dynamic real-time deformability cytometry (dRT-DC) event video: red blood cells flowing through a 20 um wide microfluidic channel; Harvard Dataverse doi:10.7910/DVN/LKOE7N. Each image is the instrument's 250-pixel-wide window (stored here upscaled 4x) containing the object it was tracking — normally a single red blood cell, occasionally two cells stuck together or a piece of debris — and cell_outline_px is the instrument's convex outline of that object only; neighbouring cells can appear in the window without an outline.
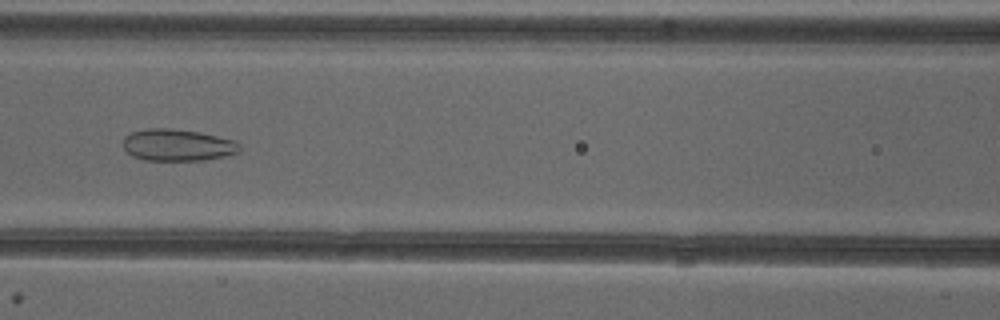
{"species": "common noctule bat (a hibernating species)", "species_latin": "Nyctalus noctula", "temperature_condition": "cold", "stored_images_in_passage": 51, "camera_frame_rate_fps": 3000, "um_per_image_px": 0.085, "animal": {"sex": "female"}, "frame": {"image": 1, "passage_image": 23, "time_ms": 7.333, "image_size_px": [1000, 320], "cell_outline_px": [[240, 152], [224, 156], [204, 160], [144, 160], [132, 156], [124, 148], [124, 136], [132, 132], [148, 128], [172, 128], [200, 132], [236, 140], [240, 144]], "centroid_in_image_um": [15.12, 12.32], "position_along_channel_um": 151.5, "area_um2": 21.73}}
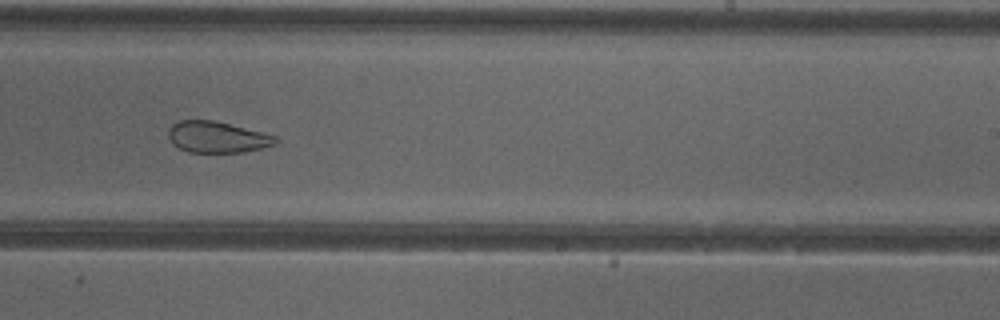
{"frame": {"image": 2, "passage_image": 32, "time_ms": 10.333, "image_size_px": [1000, 320], "cell_outline_px": [[276, 144], [260, 148], [240, 152], [188, 152], [172, 144], [168, 136], [168, 128], [172, 124], [180, 120], [212, 120], [276, 136]], "centroid_in_image_um": [18.39, 11.65], "position_along_channel_um": 270.6, "area_um2": 19.19}}
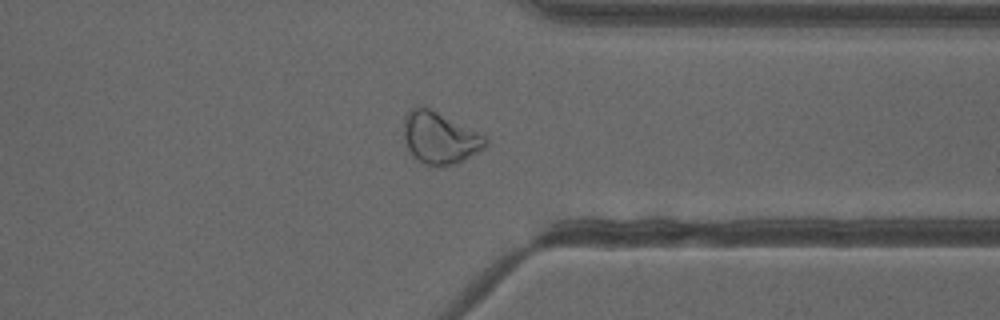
{"frame": {"image": 3, "passage_image": 40, "time_ms": 13.0, "image_size_px": [1000, 320], "cell_outline_px": [[488, 144], [484, 148], [464, 160], [456, 164], [440, 168], [432, 168], [424, 164], [412, 156], [408, 152], [404, 140], [404, 116], [412, 108], [420, 104], [484, 132], [488, 140]], "centroid_in_image_um": [37.41, 11.73], "position_along_channel_um": 374.0, "area_um2": 25.78}, "authors_computed_cell_mechanics": {"area_um2": 27.2238, "velocity_mm_per_s": 3.9842, "shape_relaxation_time_tau1_ms": null, "shape_relaxation_time_tau2_ms": 1.6162, "deformation_change_tau1": null, "deformation_change_tau2": 0.0793}}